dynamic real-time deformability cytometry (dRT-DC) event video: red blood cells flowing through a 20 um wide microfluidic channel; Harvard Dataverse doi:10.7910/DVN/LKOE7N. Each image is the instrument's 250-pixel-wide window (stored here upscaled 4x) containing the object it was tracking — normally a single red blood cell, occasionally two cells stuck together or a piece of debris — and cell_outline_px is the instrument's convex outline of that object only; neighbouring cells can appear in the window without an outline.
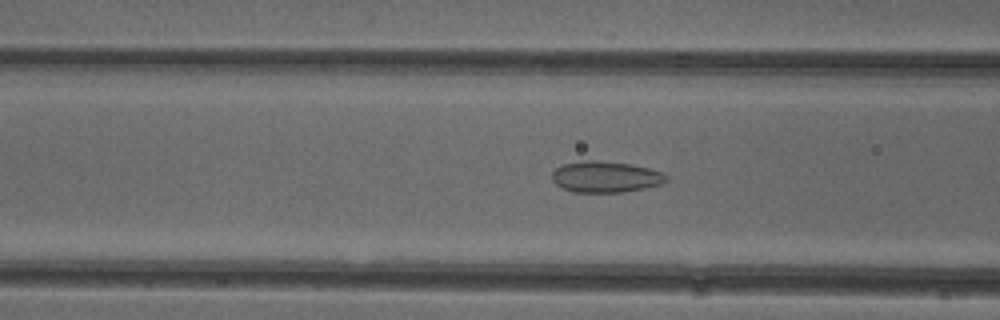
{"species": "common noctule bat (a hibernating species)", "species_latin": "Nyctalus noctula", "temperature_condition": "cold", "stored_images_in_passage": 52, "camera_frame_rate_fps": 3000, "um_per_image_px": 0.085, "animal": {"sex": "female"}, "frame": {"image": 1, "passage_image": 20, "time_ms": 6.333, "image_size_px": [1000, 320], "cell_outline_px": [[668, 180], [664, 184], [624, 192], [572, 192], [556, 184], [552, 180], [552, 172], [556, 168], [564, 164], [584, 160], [596, 160], [632, 164], [664, 172], [668, 176]], "centroid_in_image_um": [51.51, 15.03], "position_along_channel_um": 115.1, "area_um2": 20.92}}
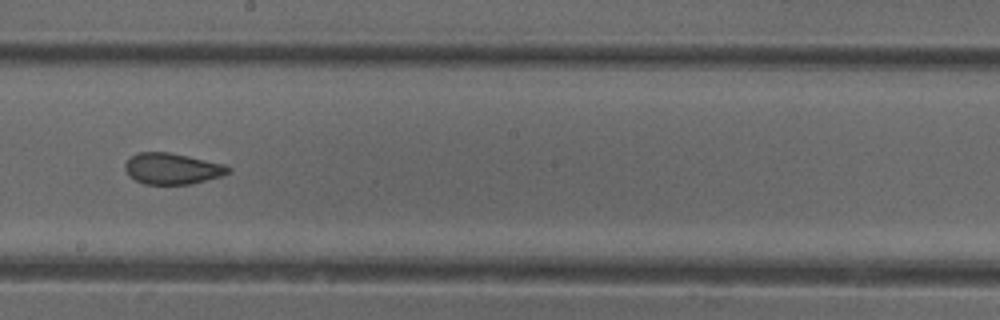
{"frame": {"image": 2, "passage_image": 29, "time_ms": 9.333, "image_size_px": [1000, 320], "cell_outline_px": [[232, 168], [228, 172], [220, 176], [192, 184], [144, 184], [128, 176], [124, 168], [124, 164], [136, 152], [168, 152], [188, 156], [224, 164]], "centroid_in_image_um": [14.6, 14.33], "position_along_channel_um": 233.6, "area_um2": 18.67}}
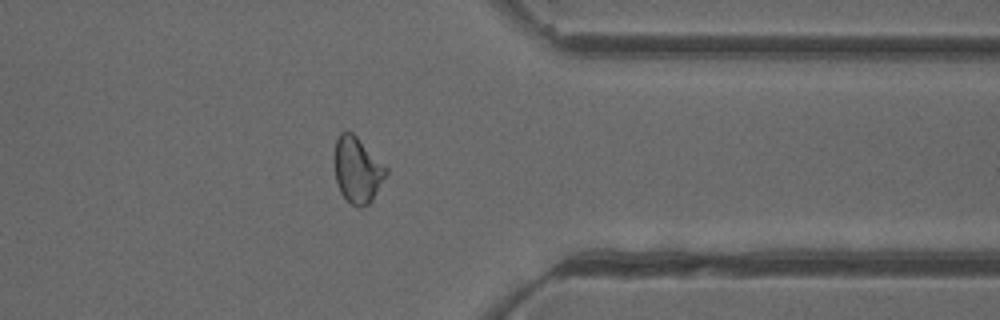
{"frame": {"image": 3, "passage_image": 41, "time_ms": 13.333, "image_size_px": [1000, 320], "cell_outline_px": [[388, 172], [372, 200], [368, 204], [360, 208], [352, 204], [340, 192], [336, 180], [332, 160], [332, 156], [336, 140], [340, 132], [352, 132], [388, 168]], "centroid_in_image_um": [30.34, 14.43], "position_along_channel_um": 381.1, "area_um2": 19.94}, "authors_computed_cell_mechanics": {"area_um2": 20.8369, "velocity_mm_per_s": 3.9351, "shape_relaxation_time_tau1_ms": null, "shape_relaxation_time_tau2_ms": 1.6272, "deformation_change_tau1": null, "deformation_change_tau2": 0.0738}}